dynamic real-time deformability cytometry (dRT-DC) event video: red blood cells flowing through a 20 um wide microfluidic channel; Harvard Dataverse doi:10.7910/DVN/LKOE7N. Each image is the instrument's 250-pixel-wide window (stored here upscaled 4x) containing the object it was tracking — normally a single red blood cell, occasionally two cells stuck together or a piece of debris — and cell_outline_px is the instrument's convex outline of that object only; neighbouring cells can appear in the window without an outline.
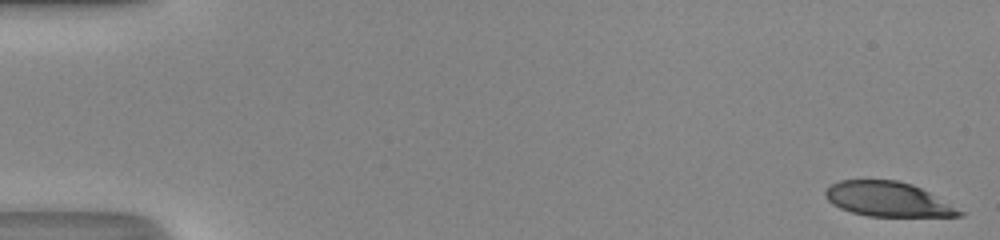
{"species": "human", "species_latin": "Homo sapiens", "temperature_condition": "room temperature", "stored_images_in_passage": 49, "camera_frame_rate_fps": 3000, "um_per_image_px": 0.085, "donor": {"sex": "male"}, "frame": {"image": 1, "passage_image": 1, "time_ms": 0.0, "image_size_px": [1000, 240], "cell_outline_px": [[968, 212], [964, 216], [868, 216], [852, 212], [840, 208], [832, 204], [824, 196], [824, 192], [832, 184], [840, 180], [896, 180], [912, 184]], "centroid_in_image_um": [75.51, 16.94], "position_along_channel_um": 9.5, "area_um2": 27.05}}
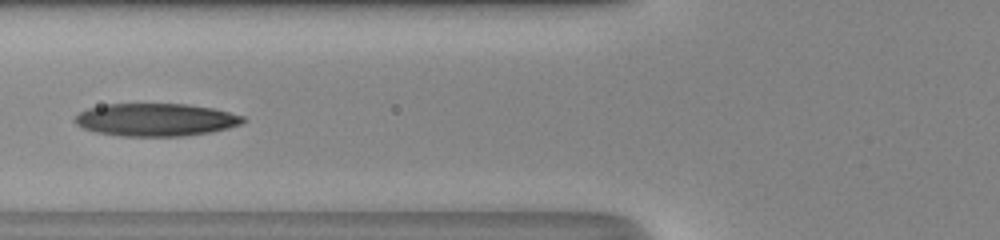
{"frame": {"image": 2, "passage_image": 20, "time_ms": 6.333, "image_size_px": [1000, 240], "cell_outline_px": [[248, 120], [240, 124], [228, 128], [212, 132], [184, 136], [120, 136], [96, 132], [84, 128], [76, 124], [76, 116], [80, 112], [88, 108], [104, 104], [188, 104], [212, 108], [244, 116]], "centroid_in_image_um": [13.27, 10.18], "position_along_channel_um": 112.5, "area_um2": 32.08}}
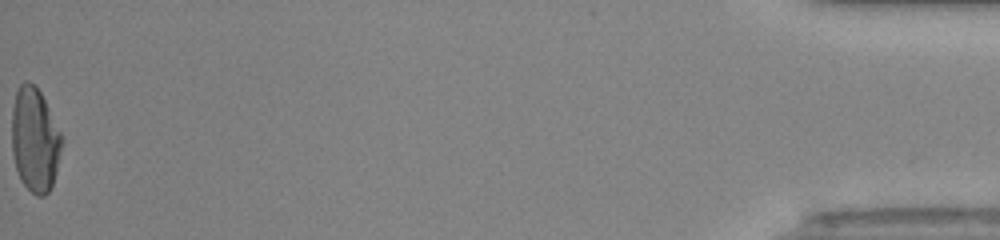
{"frame": {"image": 3, "passage_image": 49, "time_ms": 16.0, "image_size_px": [1000, 240], "cell_outline_px": [[60, 148], [56, 172], [52, 184], [48, 192], [44, 196], [36, 196], [20, 180], [16, 168], [12, 152], [12, 108], [16, 92], [20, 84], [24, 80], [28, 80], [40, 92], [60, 132]], "centroid_in_image_um": [2.92, 11.88], "position_along_channel_um": 432.3, "area_um2": 29.77}, "authors_computed_cell_mechanics": {"area_um2": 31.4432, "velocity_mm_per_s": 4.3456, "shape_relaxation_time_tau1_ms": 6.7688, "shape_relaxation_time_tau2_ms": 2.0781, "deformation_change_tau1": 0.2569, "deformation_change_tau2": 0.091}}